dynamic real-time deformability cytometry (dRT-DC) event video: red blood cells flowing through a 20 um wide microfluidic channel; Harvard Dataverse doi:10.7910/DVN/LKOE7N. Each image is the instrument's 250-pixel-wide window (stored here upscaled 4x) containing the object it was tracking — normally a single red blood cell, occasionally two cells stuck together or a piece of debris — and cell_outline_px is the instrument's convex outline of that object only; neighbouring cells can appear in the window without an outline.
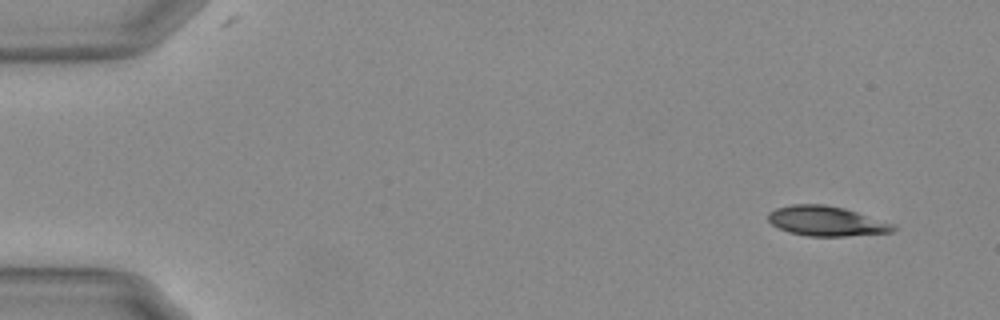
{"species": "Egyptian fruit bat (a non-hibernating species)", "species_latin": "Rousettus aegyptiacus", "temperature_condition": "warm", "stored_images_in_passage": 52, "camera_frame_rate_fps": 3000, "um_per_image_px": 0.085, "animal": {"sex": "female"}, "frame": {"image": 1, "passage_image": 1, "time_ms": 0.0, "image_size_px": [1000, 320], "cell_outline_px": [[896, 228], [892, 232], [844, 236], [808, 236], [792, 232], [780, 228], [772, 224], [768, 220], [768, 212], [776, 208], [792, 204], [824, 204], [844, 208], [892, 224]], "centroid_in_image_um": [70.2, 18.78], "position_along_channel_um": 14.8, "area_um2": 21.33}}
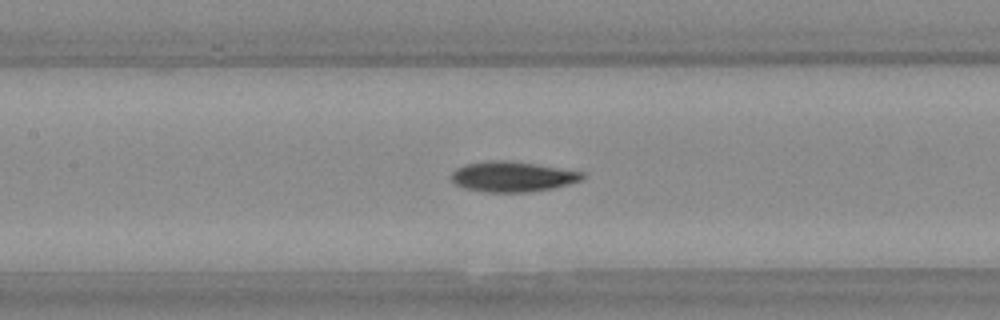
{"frame": {"image": 2, "passage_image": 23, "time_ms": 7.333, "image_size_px": [1000, 320], "cell_outline_px": [[584, 176], [580, 180], [568, 184], [552, 188], [528, 192], [484, 192], [464, 188], [456, 184], [452, 180], [452, 172], [456, 168], [468, 164], [492, 160], [504, 160], [532, 164], [584, 172]], "centroid_in_image_um": [43.53, 15.02], "position_along_channel_um": 163.9, "area_um2": 22.72}}
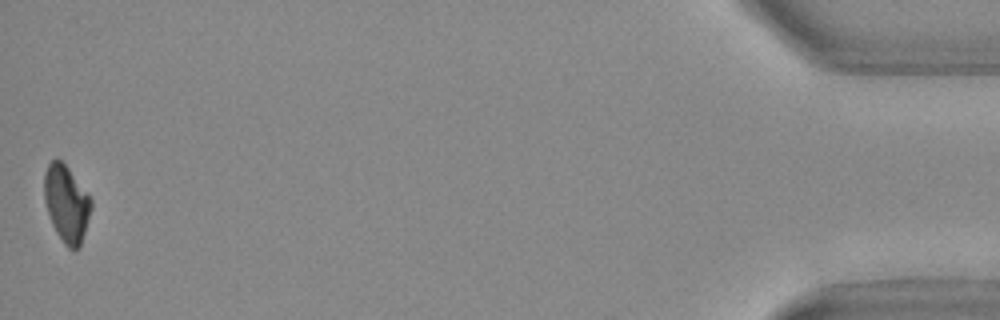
{"frame": {"image": 3, "passage_image": 52, "time_ms": 17.0, "image_size_px": [1000, 320], "cell_outline_px": [[92, 208], [80, 248], [68, 248], [64, 244], [56, 232], [52, 224], [44, 200], [44, 172], [48, 164], [52, 160], [60, 160], [68, 168], [92, 200]], "centroid_in_image_um": [5.65, 17.33], "position_along_channel_um": 429.6, "area_um2": 20.81}, "authors_computed_cell_mechanics": {"area_um2": 22.542, "velocity_mm_per_s": 3.7038, "shape_relaxation_time_tau1_ms": 5.8405, "shape_relaxation_time_tau2_ms": null, "deformation_change_tau1": 0.1749, "deformation_change_tau2": null}}